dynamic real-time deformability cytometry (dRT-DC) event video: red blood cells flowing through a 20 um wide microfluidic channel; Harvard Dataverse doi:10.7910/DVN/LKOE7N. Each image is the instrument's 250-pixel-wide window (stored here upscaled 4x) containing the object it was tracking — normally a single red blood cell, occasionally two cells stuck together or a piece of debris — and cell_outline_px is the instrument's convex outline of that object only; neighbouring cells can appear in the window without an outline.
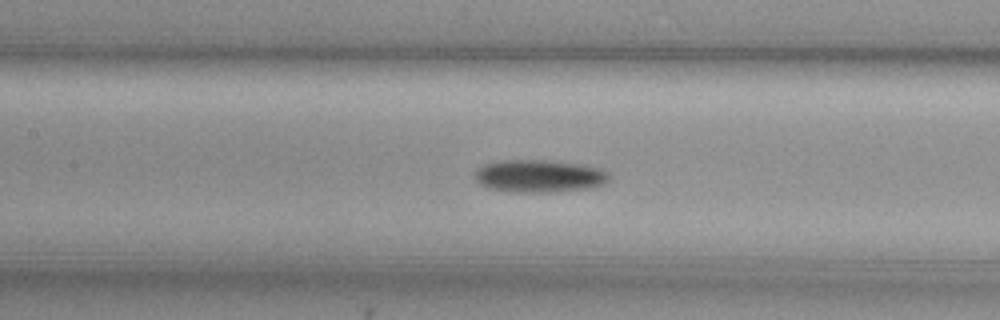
{"species": "common noctule bat (a hibernating species)", "species_latin": "Nyctalus noctula", "temperature_condition": "cold", "stored_images_in_passage": 50, "camera_frame_rate_fps": 3000, "um_per_image_px": 0.085, "animal": {"sex": "female", "body_mass_g": 29.2, "forearm_length_mm": 56.3}, "frame": {"image": 1, "passage_image": 19, "time_ms": 6.0, "image_size_px": [1000, 320], "cell_outline_px": [[612, 180], [604, 184], [592, 188], [556, 192], [516, 192], [488, 188], [480, 184], [476, 180], [476, 168], [484, 164], [500, 160], [548, 160], [584, 164], [600, 168], [608, 172], [612, 176]], "centroid_in_image_um": [45.91, 14.96], "position_along_channel_um": 161.5, "area_um2": 26.01}}
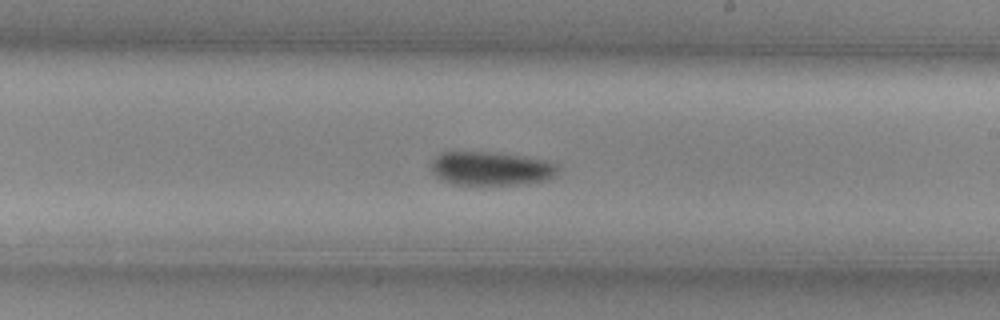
{"frame": {"image": 2, "passage_image": 26, "time_ms": 8.333, "image_size_px": [1000, 320], "cell_outline_px": [[556, 176], [548, 180], [528, 184], [452, 184], [440, 180], [432, 172], [432, 160], [440, 152], [488, 152], [544, 160], [556, 164]], "centroid_in_image_um": [41.7, 14.34], "position_along_channel_um": 247.3, "area_um2": 24.68}}
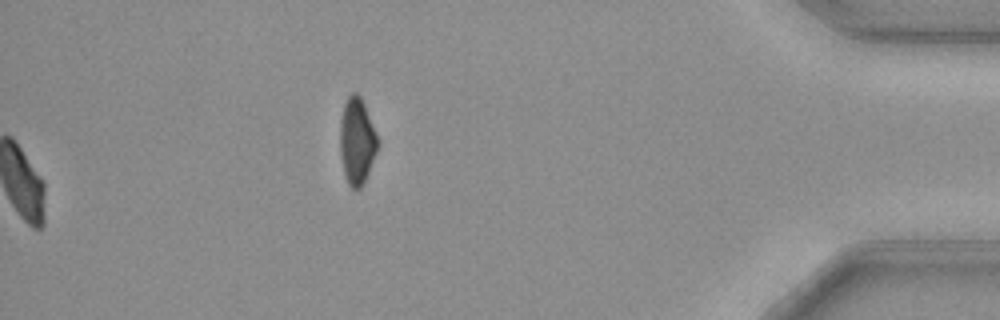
{"frame": {"image": 3, "passage_image": 50, "time_ms": 16.333, "image_size_px": [1000, 320], "cell_outline_px": [[380, 144], [364, 184], [360, 188], [352, 188], [348, 184], [344, 176], [340, 156], [340, 120], [344, 104], [348, 96], [352, 92], [356, 92], [360, 96], [364, 104], [380, 140]], "centroid_in_image_um": [30.35, 12.01], "position_along_channel_um": 404.9, "area_um2": 19.36}, "authors_computed_cell_mechanics": {"area_um2": 23.7558, "velocity_mm_per_s": 3.6929, "shape_relaxation_time_tau1_ms": 3.4567, "shape_relaxation_time_tau2_ms": null, "deformation_change_tau1": 0.1089, "deformation_change_tau2": null}}